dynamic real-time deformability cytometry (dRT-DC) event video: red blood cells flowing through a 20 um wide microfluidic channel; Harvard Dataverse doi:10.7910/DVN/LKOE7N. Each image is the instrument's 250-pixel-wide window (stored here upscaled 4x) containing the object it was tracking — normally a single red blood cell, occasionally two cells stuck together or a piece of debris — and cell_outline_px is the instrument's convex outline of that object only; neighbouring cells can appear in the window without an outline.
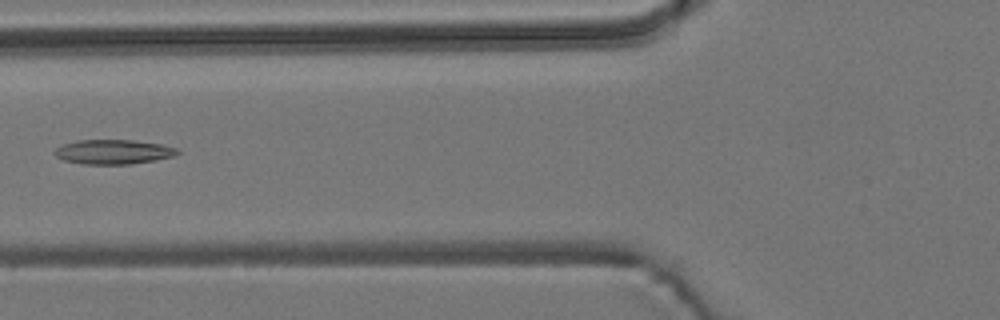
{"species": "common noctule bat (a hibernating species)", "species_latin": "Nyctalus noctula", "temperature_condition": "room temperature", "stored_images_in_passage": 5, "camera_frame_rate_fps": 3000, "um_per_image_px": 0.085, "animal": {"sex": "male", "body_mass_g": 19.2, "forearm_length_mm": 51.8}, "frame": {"image": 1, "passage_image": 4, "time_ms": 1.0, "image_size_px": [1000, 320], "cell_outline_px": [[180, 152], [172, 156], [156, 160], [128, 164], [80, 164], [64, 160], [56, 156], [52, 152], [56, 148], [64, 144], [76, 140], [132, 140], [160, 144], [176, 148]], "centroid_in_image_um": [9.59, 12.91], "position_along_channel_um": 116.2, "area_um2": 17.46}}
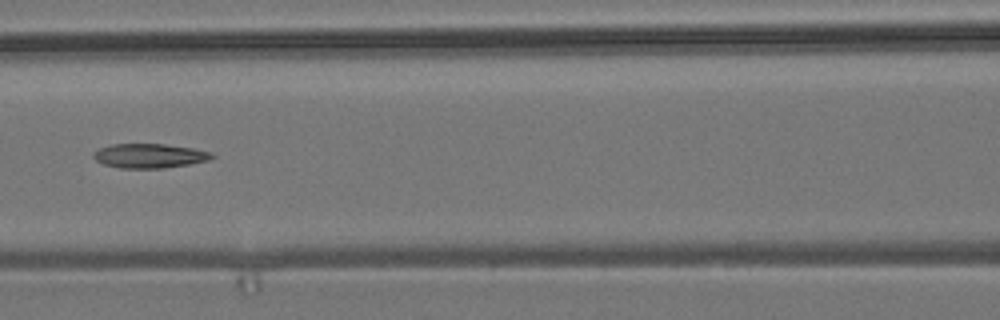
{"frame": {"image": 2, "passage_image": 5, "time_ms": 1.333, "image_size_px": [1000, 320], "cell_outline_px": [[216, 156], [208, 160], [188, 164], [164, 168], [120, 168], [104, 164], [96, 160], [92, 156], [92, 152], [100, 148], [112, 144], [164, 144], [192, 148], [212, 152]], "centroid_in_image_um": [12.7, 13.24], "position_along_channel_um": 153.9, "area_um2": 16.76}}